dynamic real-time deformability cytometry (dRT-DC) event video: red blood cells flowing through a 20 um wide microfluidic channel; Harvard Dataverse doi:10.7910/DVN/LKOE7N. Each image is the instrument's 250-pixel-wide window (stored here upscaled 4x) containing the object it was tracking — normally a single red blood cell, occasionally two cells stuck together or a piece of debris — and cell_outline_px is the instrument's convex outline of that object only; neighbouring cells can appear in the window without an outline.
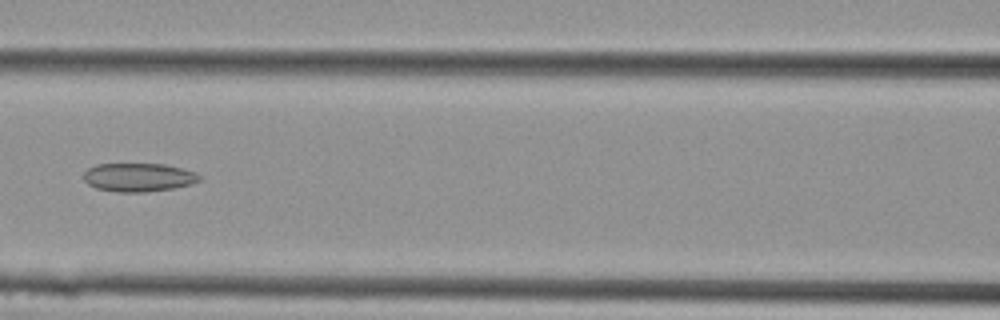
{"species": "Egyptian fruit bat (a non-hibernating species)", "species_latin": "Rousettus aegyptiacus", "temperature_condition": "cold", "stored_images_in_passage": 10, "camera_frame_rate_fps": 3000, "um_per_image_px": 0.085, "animal": {"sex": "female"}, "frame": {"image": 1, "passage_image": 9, "time_ms": 2.667, "image_size_px": [1000, 320], "cell_outline_px": [[200, 180], [188, 184], [172, 188], [144, 192], [116, 192], [96, 188], [88, 184], [84, 180], [84, 172], [88, 168], [96, 164], [164, 164], [196, 172], [200, 176]], "centroid_in_image_um": [11.73, 15.07], "position_along_channel_um": 154.9, "area_um2": 19.07}}